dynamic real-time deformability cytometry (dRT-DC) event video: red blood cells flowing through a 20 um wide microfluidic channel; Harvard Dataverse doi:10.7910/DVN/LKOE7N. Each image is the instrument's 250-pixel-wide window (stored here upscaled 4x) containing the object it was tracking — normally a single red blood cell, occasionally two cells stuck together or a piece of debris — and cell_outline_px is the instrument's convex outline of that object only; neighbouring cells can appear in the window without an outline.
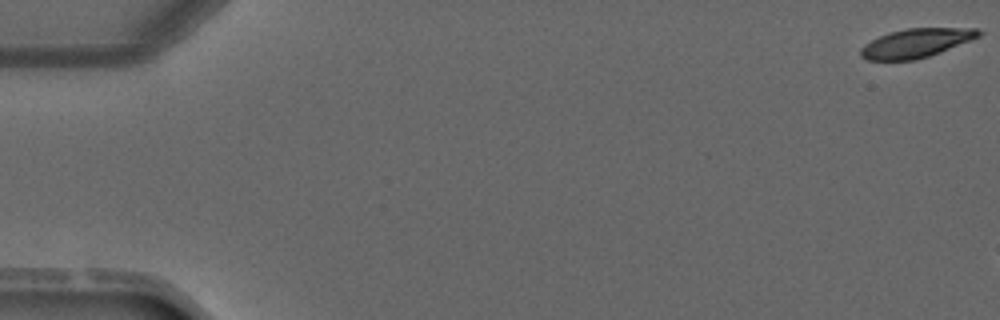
{"species": "common noctule bat (a hibernating species)", "species_latin": "Nyctalus noctula", "temperature_condition": "warm", "stored_images_in_passage": 6, "camera_frame_rate_fps": 3000, "um_per_image_px": 0.085, "animal": {"sex": "male", "forearm_length_mm": 52.5}, "frame": {"image": 1, "passage_image": 1, "time_ms": 0.0, "image_size_px": [1000, 320], "cell_outline_px": [[984, 32], [980, 36], [972, 40], [940, 52], [916, 60], [868, 60], [860, 56], [860, 48], [864, 44], [888, 32], [908, 28], [976, 28]], "centroid_in_image_um": [77.88, 3.66], "position_along_channel_um": 7.1, "area_um2": 19.94}}